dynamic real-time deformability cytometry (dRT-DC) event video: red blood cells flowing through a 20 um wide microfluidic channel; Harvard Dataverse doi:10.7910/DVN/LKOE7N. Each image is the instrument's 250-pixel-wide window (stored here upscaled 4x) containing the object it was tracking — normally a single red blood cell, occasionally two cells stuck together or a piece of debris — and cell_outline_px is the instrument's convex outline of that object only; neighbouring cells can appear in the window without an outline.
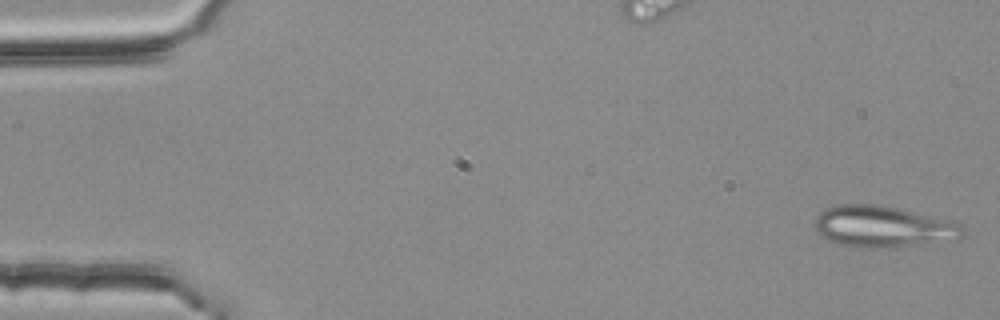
{"species": "common noctule bat (a hibernating species)", "species_latin": "Nyctalus noctula", "temperature_condition": "room temperature", "stored_images_in_passage": 53, "segment_of_instrument_passage": [1, 2], "camera_frame_rate_fps": 3000, "um_per_image_px": 0.085, "animal": {"sex": "female", "body_mass_g": 25.1}, "frame": {"image": 1, "passage_image": 1, "time_ms": 0.0, "image_size_px": [1000, 320], "cell_outline_px": [[968, 236], [960, 240], [892, 248], [864, 248], [840, 244], [828, 240], [820, 236], [816, 232], [812, 220], [824, 208], [836, 204], [876, 204], [896, 208], [952, 220], [960, 224]], "centroid_in_image_um": [75.09, 19.28], "position_along_channel_um": 9.9, "area_um2": 36.65}}